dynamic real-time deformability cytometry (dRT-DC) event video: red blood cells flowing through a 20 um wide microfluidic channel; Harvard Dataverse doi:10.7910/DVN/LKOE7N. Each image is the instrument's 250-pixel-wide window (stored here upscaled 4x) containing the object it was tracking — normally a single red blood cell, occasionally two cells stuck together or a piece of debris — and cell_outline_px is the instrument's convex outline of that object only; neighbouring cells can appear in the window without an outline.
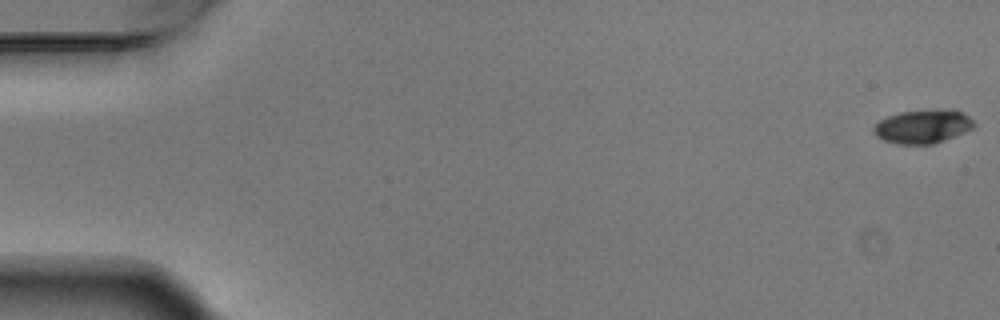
{"species": "Egyptian fruit bat (a non-hibernating species)", "species_latin": "Rousettus aegyptiacus", "temperature_condition": "warm", "stored_images_in_passage": 6, "camera_frame_rate_fps": 3000, "um_per_image_px": 0.085, "animal": {"sex": "male"}, "frame": {"image": 1, "passage_image": 1, "time_ms": 0.0, "image_size_px": [1000, 320], "cell_outline_px": [[976, 124], [972, 128], [964, 132], [944, 140], [932, 144], [896, 144], [884, 140], [876, 136], [872, 132], [872, 128], [880, 120], [888, 116], [900, 112], [952, 108], [956, 108], [968, 116]], "centroid_in_image_um": [78.44, 10.74], "position_along_channel_um": 6.6, "area_um2": 19.77}}
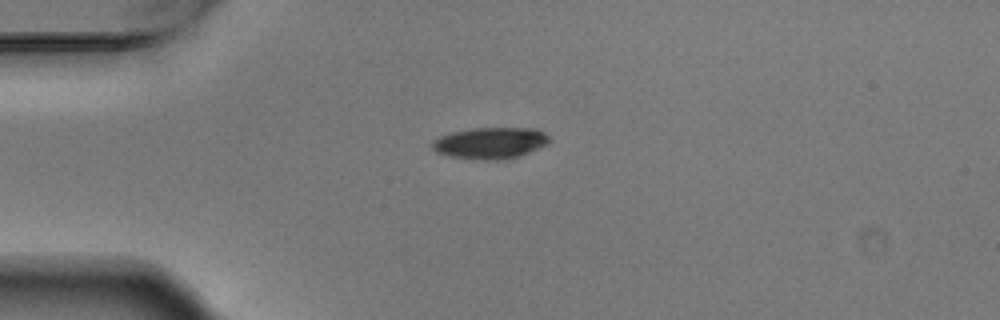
{"frame": {"image": 2, "passage_image": 5, "time_ms": 1.333, "image_size_px": [1000, 320], "cell_outline_px": [[552, 140], [548, 144], [540, 148], [520, 156], [508, 160], [480, 160], [452, 156], [436, 152], [432, 148], [432, 140], [440, 136], [452, 132], [472, 128], [536, 128], [544, 132]], "centroid_in_image_um": [41.72, 12.16], "position_along_channel_um": 43.3, "area_um2": 21.73}}